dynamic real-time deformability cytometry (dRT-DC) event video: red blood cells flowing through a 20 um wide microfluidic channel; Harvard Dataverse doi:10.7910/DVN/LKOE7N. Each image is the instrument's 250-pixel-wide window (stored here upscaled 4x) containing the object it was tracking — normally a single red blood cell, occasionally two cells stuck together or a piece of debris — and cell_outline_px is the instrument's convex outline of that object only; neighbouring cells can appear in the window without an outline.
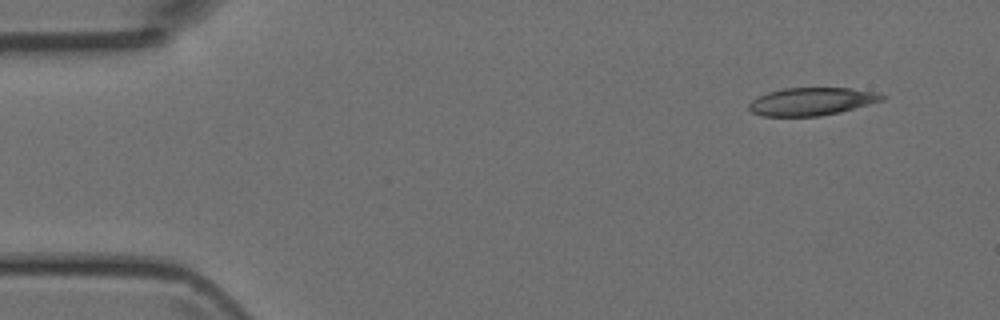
{"species": "Egyptian fruit bat (a non-hibernating species)", "species_latin": "Rousettus aegyptiacus", "temperature_condition": "room temperature", "stored_images_in_passage": 5, "camera_frame_rate_fps": 3000, "um_per_image_px": 0.085, "animal": {"sex": "female"}, "frame": {"image": 1, "passage_image": 1, "time_ms": 0.0, "image_size_px": [1000, 320], "cell_outline_px": [[884, 100], [840, 112], [820, 116], [760, 116], [752, 112], [748, 108], [748, 104], [756, 96], [768, 92], [784, 88], [852, 88], [880, 92], [884, 96]], "centroid_in_image_um": [68.98, 8.62], "position_along_channel_um": 16.0, "area_um2": 21.73}}